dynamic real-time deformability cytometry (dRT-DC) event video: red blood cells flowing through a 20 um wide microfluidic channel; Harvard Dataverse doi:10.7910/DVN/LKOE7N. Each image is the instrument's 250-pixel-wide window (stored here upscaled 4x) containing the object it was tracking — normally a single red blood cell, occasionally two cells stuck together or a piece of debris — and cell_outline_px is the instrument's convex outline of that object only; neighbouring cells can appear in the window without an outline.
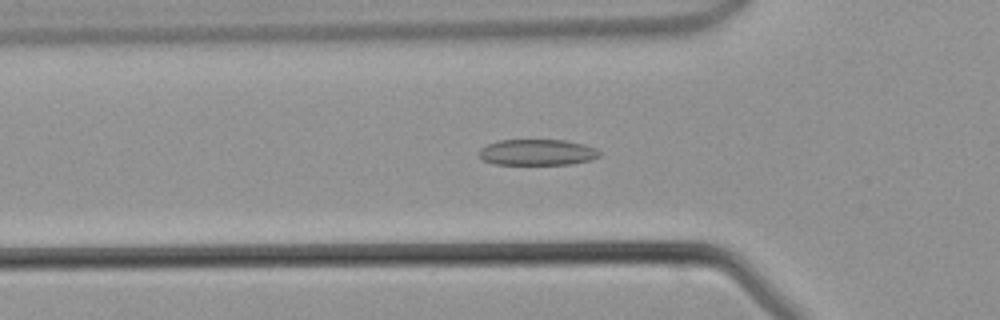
{"species": "common noctule bat (a hibernating species)", "species_latin": "Nyctalus noctula", "temperature_condition": "warm", "stored_images_in_passage": 39, "camera_frame_rate_fps": 3000, "um_per_image_px": 0.085, "animal": {"sex": "male", "body_mass_g": 21.5, "forearm_length_mm": 52.0}, "frame": {"image": 1, "passage_image": 12, "time_ms": 3.667, "image_size_px": [1000, 320], "cell_outline_px": [[600, 156], [592, 160], [572, 164], [492, 164], [484, 160], [480, 156], [480, 148], [488, 144], [500, 140], [564, 140], [584, 144], [596, 148], [600, 152]], "centroid_in_image_um": [45.7, 12.95], "position_along_channel_um": 80.1, "area_um2": 18.26}}
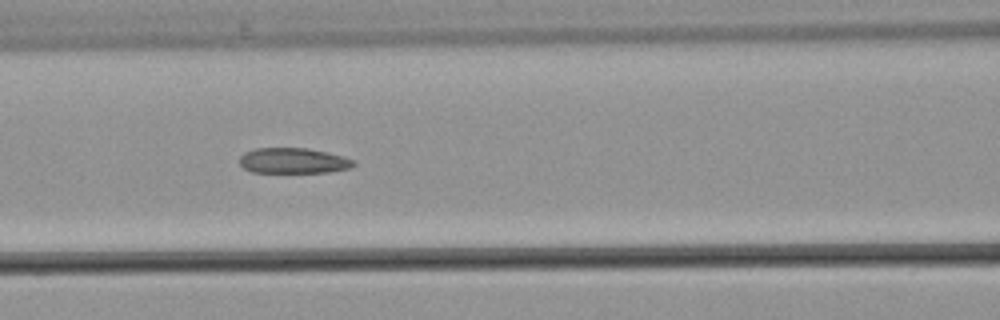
{"frame": {"image": 2, "passage_image": 16, "time_ms": 5.0, "image_size_px": [1000, 320], "cell_outline_px": [[356, 164], [352, 168], [328, 172], [252, 172], [244, 168], [240, 164], [240, 156], [244, 152], [256, 148], [308, 148], [328, 152], [356, 160]], "centroid_in_image_um": [24.96, 13.65], "position_along_channel_um": 141.6, "area_um2": 17.05}}
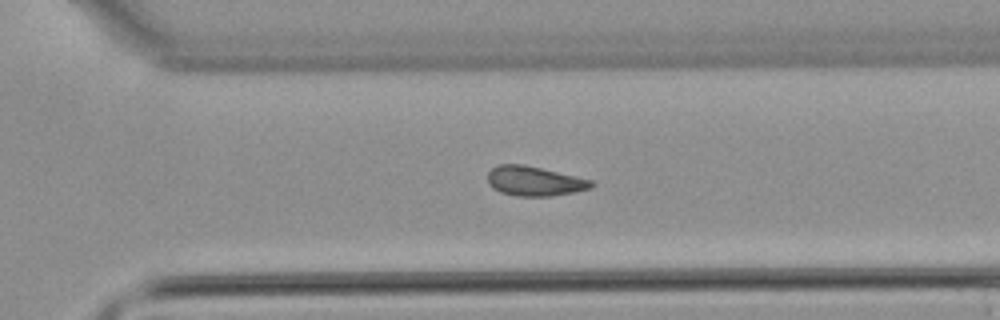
{"frame": {"image": 3, "passage_image": 28, "time_ms": 9.0, "image_size_px": [1000, 320], "cell_outline_px": [[596, 184], [592, 188], [552, 196], [516, 196], [500, 192], [492, 188], [488, 184], [488, 172], [496, 164], [524, 164], [576, 176], [592, 180]], "centroid_in_image_um": [45.41, 15.39], "position_along_channel_um": 325.2, "area_um2": 18.03}}